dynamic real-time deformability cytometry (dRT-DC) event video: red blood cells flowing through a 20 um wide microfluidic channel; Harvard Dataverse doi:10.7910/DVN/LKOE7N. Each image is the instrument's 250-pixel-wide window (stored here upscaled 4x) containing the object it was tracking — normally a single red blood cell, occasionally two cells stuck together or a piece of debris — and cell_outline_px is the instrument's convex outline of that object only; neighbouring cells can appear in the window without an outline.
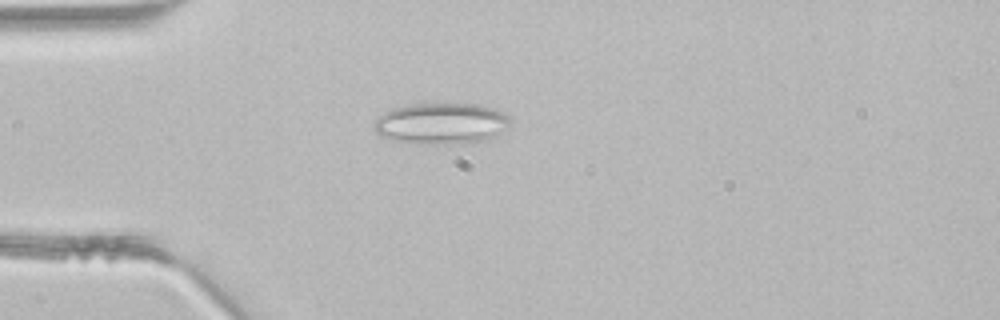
{"species": "common noctule bat (a hibernating species)", "species_latin": "Nyctalus noctula", "temperature_condition": "room temperature", "stored_images_in_passage": 1, "camera_frame_rate_fps": 3000, "um_per_image_px": 0.085, "animal": {"sex": "male", "body_mass_g": 21.5, "forearm_length_mm": 52.0}, "frame": {"image": 1, "passage_image": 1, "time_ms": 0.0, "image_size_px": [1000, 320], "cell_outline_px": [[512, 120], [496, 136], [488, 140], [452, 144], [416, 144], [392, 140], [380, 136], [372, 128], [376, 120], [384, 112], [392, 108], [416, 104], [476, 104], [492, 108], [508, 116]], "centroid_in_image_um": [37.47, 10.51], "position_along_channel_um": 47.5, "area_um2": 32.66}}